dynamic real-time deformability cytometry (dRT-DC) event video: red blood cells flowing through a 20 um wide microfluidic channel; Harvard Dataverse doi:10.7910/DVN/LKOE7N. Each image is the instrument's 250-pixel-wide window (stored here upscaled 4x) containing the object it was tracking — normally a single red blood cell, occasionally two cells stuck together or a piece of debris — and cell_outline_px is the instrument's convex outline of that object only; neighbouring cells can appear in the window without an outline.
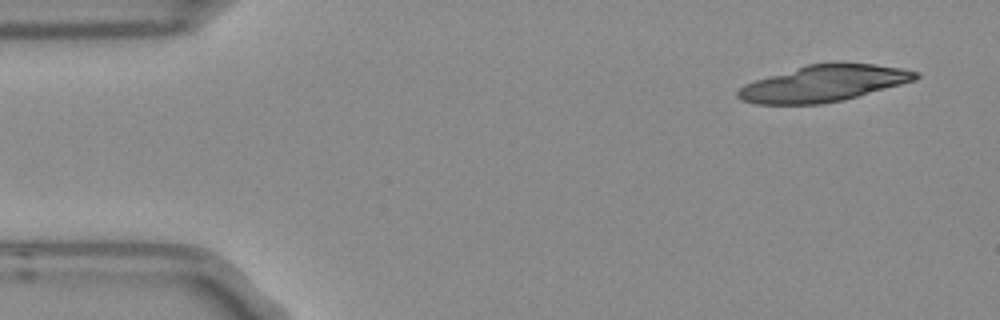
{"species": "Egyptian fruit bat (a non-hibernating species)", "species_latin": "Rousettus aegyptiacus", "temperature_condition": "room temperature", "stored_images_in_passage": 4, "camera_frame_rate_fps": 3000, "um_per_image_px": 0.085, "frame": {"image": 1, "passage_image": 1, "time_ms": 0.0, "image_size_px": [1000, 320], "cell_outline_px": [[920, 76], [916, 80], [856, 96], [840, 100], [820, 104], [756, 104], [740, 100], [736, 96], [736, 92], [744, 84], [756, 80], [808, 64], [872, 64], [900, 68], [920, 72]], "centroid_in_image_um": [69.98, 7.11], "position_along_channel_um": 15.0, "area_um2": 36.88}}